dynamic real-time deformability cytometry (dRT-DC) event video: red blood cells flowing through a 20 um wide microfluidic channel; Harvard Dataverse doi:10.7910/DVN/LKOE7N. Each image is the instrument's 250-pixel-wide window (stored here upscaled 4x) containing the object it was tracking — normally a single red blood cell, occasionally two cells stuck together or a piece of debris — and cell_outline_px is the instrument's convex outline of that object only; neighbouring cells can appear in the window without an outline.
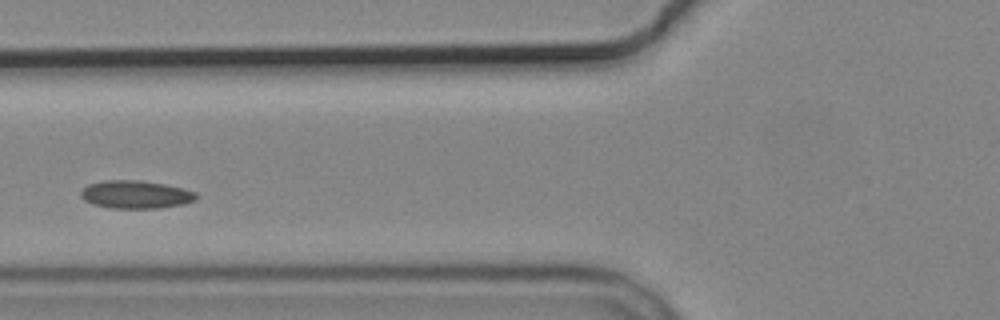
{"species": "common noctule bat (a hibernating species)", "species_latin": "Nyctalus noctula", "temperature_condition": "cold", "stored_images_in_passage": 4, "camera_frame_rate_fps": 3000, "um_per_image_px": 0.085, "animal": {"sex": "male", "body_mass_g": 19.2, "forearm_length_mm": 51.8}, "frame": {"image": 1, "passage_image": 3, "time_ms": 2.333, "image_size_px": [1000, 320], "cell_outline_px": [[196, 200], [184, 204], [160, 208], [112, 208], [92, 204], [84, 200], [80, 196], [80, 192], [88, 184], [104, 180], [140, 180], [164, 184], [196, 192]], "centroid_in_image_um": [11.51, 16.53], "position_along_channel_um": 114.3, "area_um2": 18.79}}
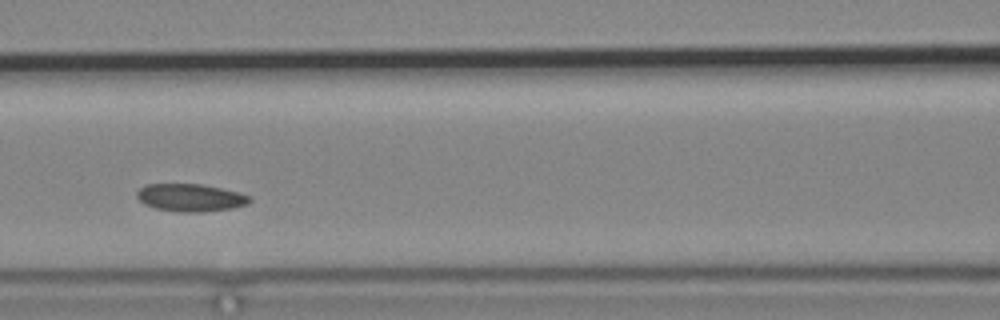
{"frame": {"image": 2, "passage_image": 4, "time_ms": 3.333, "image_size_px": [1000, 320], "cell_outline_px": [[252, 200], [248, 204], [232, 208], [204, 212], [180, 212], [156, 208], [144, 204], [136, 196], [136, 192], [140, 188], [148, 184], [200, 184], [240, 192], [248, 196]], "centroid_in_image_um": [16.2, 16.8], "position_along_channel_um": 150.4, "area_um2": 18.09}}